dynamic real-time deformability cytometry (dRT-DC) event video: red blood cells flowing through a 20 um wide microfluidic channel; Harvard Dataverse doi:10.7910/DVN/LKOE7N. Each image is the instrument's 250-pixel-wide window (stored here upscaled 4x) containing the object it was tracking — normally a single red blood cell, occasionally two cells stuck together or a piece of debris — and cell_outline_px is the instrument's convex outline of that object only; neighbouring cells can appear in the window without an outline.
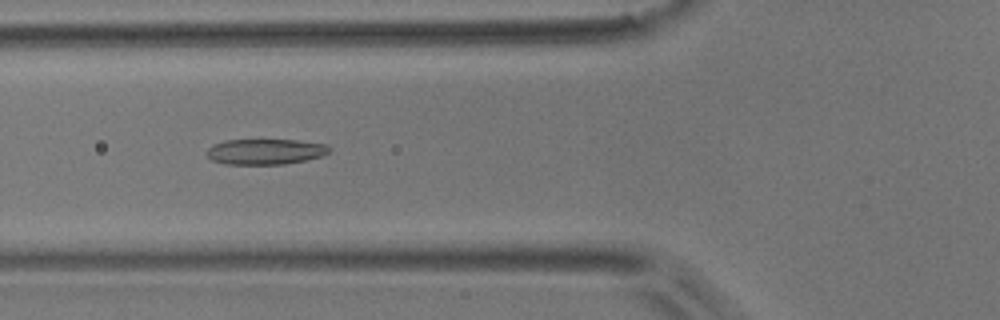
{"species": "common noctule bat (a hibernating species)", "species_latin": "Nyctalus noctula", "temperature_condition": "room temperature", "stored_images_in_passage": 7, "camera_frame_rate_fps": 3000, "um_per_image_px": 0.085, "animal": {"sex": "male", "body_mass_g": 17.9}, "frame": {"image": 1, "passage_image": 4, "time_ms": 3.333, "image_size_px": [1000, 320], "cell_outline_px": [[328, 152], [324, 156], [308, 160], [284, 164], [224, 164], [212, 160], [208, 156], [208, 148], [212, 144], [224, 140], [296, 140], [328, 144]], "centroid_in_image_um": [22.56, 12.89], "position_along_channel_um": 103.2, "area_um2": 18.32}}
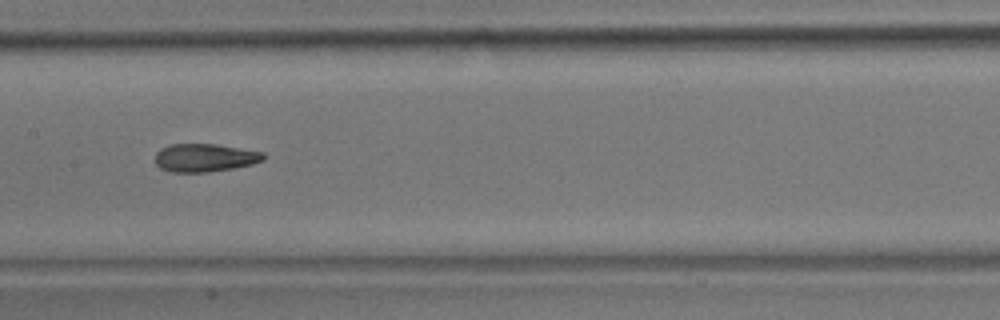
{"frame": {"image": 2, "passage_image": 6, "time_ms": 5.667, "image_size_px": [1000, 320], "cell_outline_px": [[264, 160], [252, 164], [232, 168], [208, 172], [172, 172], [160, 168], [156, 164], [156, 152], [160, 148], [172, 144], [216, 144], [264, 152]], "centroid_in_image_um": [17.4, 13.4], "position_along_channel_um": 190.0, "area_um2": 17.69}}
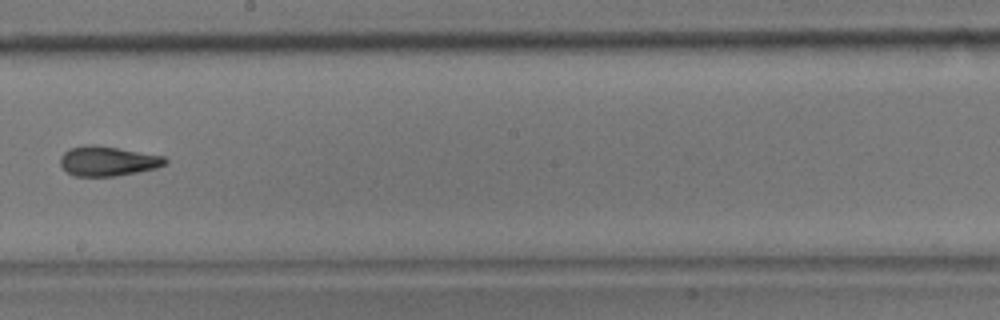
{"frame": {"image": 3, "passage_image": 7, "time_ms": 7.0, "image_size_px": [1000, 320], "cell_outline_px": [[168, 160], [164, 164], [156, 168], [116, 176], [76, 176], [68, 172], [60, 164], [60, 156], [68, 148], [84, 144], [92, 144], [164, 156]], "centroid_in_image_um": [9.12, 13.68], "position_along_channel_um": 239.1, "area_um2": 18.03}}